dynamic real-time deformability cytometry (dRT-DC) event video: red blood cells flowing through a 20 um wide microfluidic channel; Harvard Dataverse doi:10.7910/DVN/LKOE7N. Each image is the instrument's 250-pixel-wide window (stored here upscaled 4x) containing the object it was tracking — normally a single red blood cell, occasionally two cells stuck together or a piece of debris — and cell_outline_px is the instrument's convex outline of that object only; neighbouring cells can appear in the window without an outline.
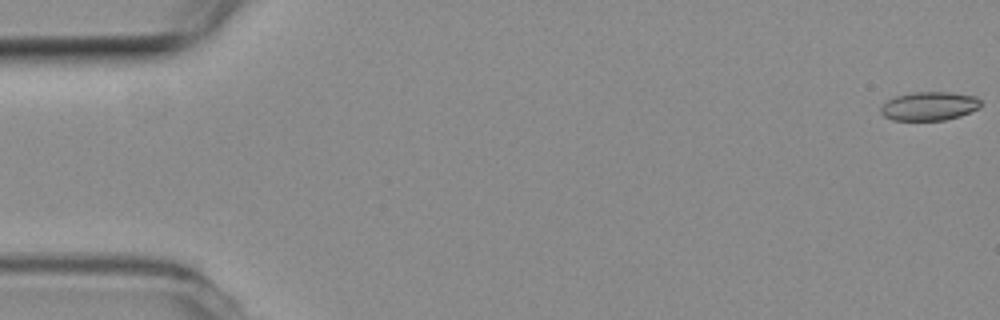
{"species": "common noctule bat (a hibernating species)", "species_latin": "Nyctalus noctula", "temperature_condition": "room temperature", "stored_images_in_passage": 55, "camera_frame_rate_fps": 3000, "um_per_image_px": 0.085, "animal": {"sex": "female", "body_mass_g": 19.3, "forearm_length_mm": 54.1}, "frame": {"image": 1, "passage_image": 1, "time_ms": 0.0, "image_size_px": [1000, 320], "cell_outline_px": [[980, 104], [976, 108], [960, 116], [944, 120], [892, 120], [884, 116], [880, 112], [880, 108], [888, 100], [896, 96], [912, 92], [952, 92], [976, 96], [980, 100]], "centroid_in_image_um": [78.96, 9.01], "position_along_channel_um": 6.0, "area_um2": 16.59}}
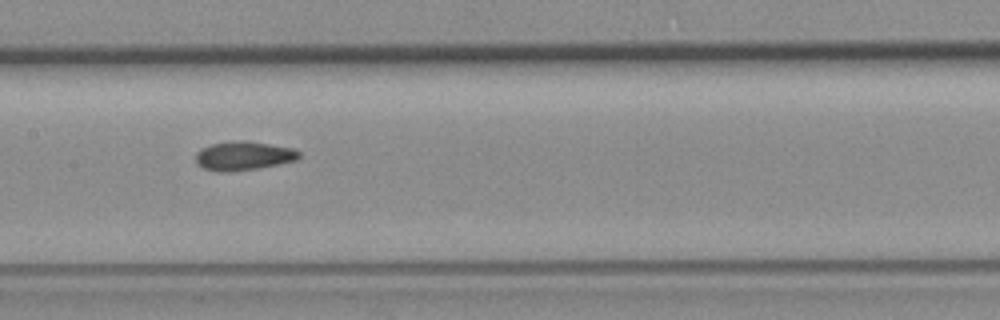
{"frame": {"image": 2, "passage_image": 27, "time_ms": 8.667, "image_size_px": [1000, 320], "cell_outline_px": [[300, 156], [296, 160], [280, 164], [232, 172], [216, 172], [204, 168], [196, 164], [196, 152], [200, 148], [212, 144], [236, 140], [248, 140], [292, 148], [300, 152]], "centroid_in_image_um": [20.67, 13.24], "position_along_channel_um": 186.7, "area_um2": 17.57}}
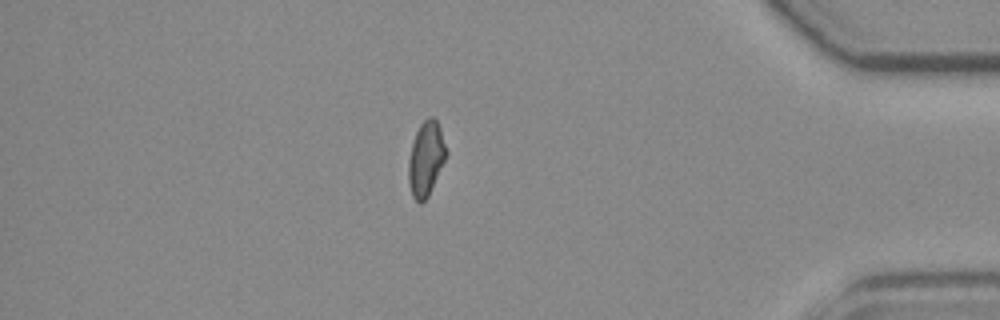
{"frame": {"image": 3, "passage_image": 47, "time_ms": 15.333, "image_size_px": [1000, 320], "cell_outline_px": [[448, 152], [428, 196], [420, 204], [412, 196], [408, 180], [408, 160], [412, 144], [416, 132], [420, 124], [428, 116], [432, 116], [436, 120], [440, 128]], "centroid_in_image_um": [36.2, 13.47], "position_along_channel_um": 399.0, "area_um2": 16.24}, "authors_computed_cell_mechanics": {"area_um2": 16.8776, "velocity_mm_per_s": 3.7967, "shape_relaxation_time_tau1_ms": null, "shape_relaxation_time_tau2_ms": 3.2245, "deformation_change_tau1": null, "deformation_change_tau2": 0.0952}}